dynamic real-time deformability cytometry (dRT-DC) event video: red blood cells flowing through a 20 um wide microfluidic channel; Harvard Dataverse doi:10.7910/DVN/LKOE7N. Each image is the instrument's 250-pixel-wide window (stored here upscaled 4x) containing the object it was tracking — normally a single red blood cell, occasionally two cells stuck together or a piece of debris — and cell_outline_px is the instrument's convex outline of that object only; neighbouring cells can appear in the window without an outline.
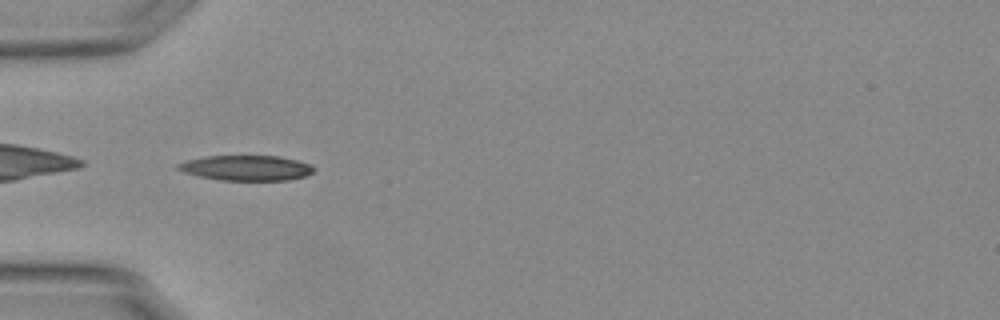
{"species": "Egyptian fruit bat (a non-hibernating species)", "species_latin": "Rousettus aegyptiacus", "temperature_condition": "warm", "stored_images_in_passage": 34, "camera_frame_rate_fps": 3000, "um_per_image_px": 0.085, "animal": {"sex": "female"}, "frame": {"image": 1, "passage_image": 1, "time_ms": 0.0, "image_size_px": [1000, 320], "cell_outline_px": [[316, 168], [312, 172], [304, 176], [288, 180], [220, 180], [200, 176], [184, 172], [176, 168], [176, 164], [184, 160], [204, 156], [276, 156], [296, 160], [308, 164]], "centroid_in_image_um": [20.88, 14.27], "position_along_channel_um": 64.1, "area_um2": 19.83}, "authors_computed_cell_mechanics": {"area_um2": 19.5364, "velocity_mm_per_s": 3.7936, "shape_relaxation_time_tau1_ms": 5.7621, "shape_relaxation_time_tau2_ms": 2.0172, "deformation_change_tau1": 0.2074, "deformation_change_tau2": 0.0982}}